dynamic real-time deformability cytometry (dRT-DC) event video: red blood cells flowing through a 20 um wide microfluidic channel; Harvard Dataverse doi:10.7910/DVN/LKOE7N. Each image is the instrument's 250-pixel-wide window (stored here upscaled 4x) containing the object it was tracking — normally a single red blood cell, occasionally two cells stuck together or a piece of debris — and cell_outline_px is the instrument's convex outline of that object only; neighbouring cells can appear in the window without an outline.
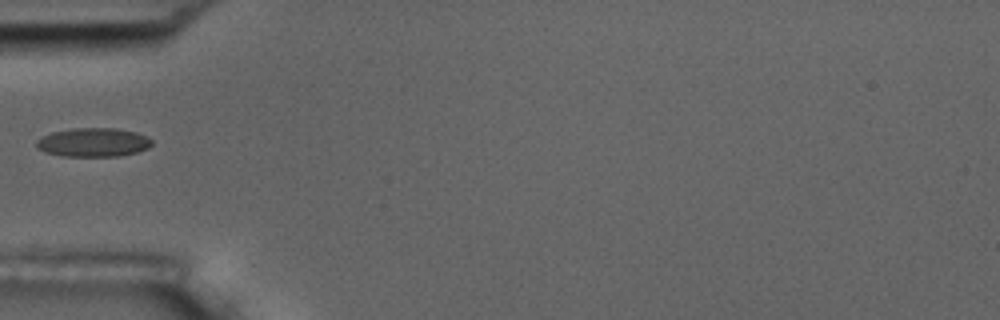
{"species": "common noctule bat (a hibernating species)", "species_latin": "Nyctalus noctula", "temperature_condition": "room temperature", "stored_images_in_passage": 11, "camera_frame_rate_fps": 3000, "um_per_image_px": 0.085, "animal": {"sex": "male", "body_mass_g": 17.5, "forearm_length_mm": 52.3}, "frame": {"image": 1, "passage_image": 1, "time_ms": 0.0, "image_size_px": [1000, 320], "cell_outline_px": [[152, 144], [148, 148], [136, 152], [120, 156], [60, 156], [44, 152], [36, 148], [36, 140], [40, 136], [52, 132], [72, 128], [116, 128], [136, 132], [152, 140]], "centroid_in_image_um": [7.87, 12.1], "position_along_channel_um": 77.1, "area_um2": 19.54}}
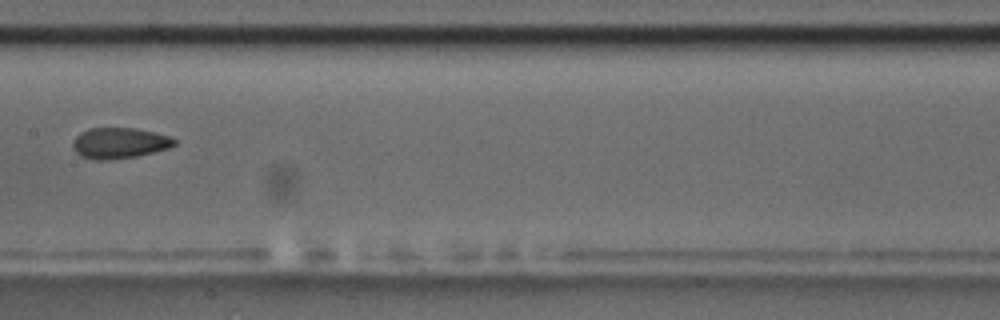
{"frame": {"image": 2, "passage_image": 4, "time_ms": 1.0, "image_size_px": [1000, 320], "cell_outline_px": [[176, 144], [168, 148], [136, 156], [104, 160], [96, 160], [80, 156], [76, 152], [72, 144], [72, 140], [80, 132], [88, 128], [136, 128], [168, 136], [176, 140]], "centroid_in_image_um": [10.1, 12.15], "position_along_channel_um": 197.3, "area_um2": 18.09}}
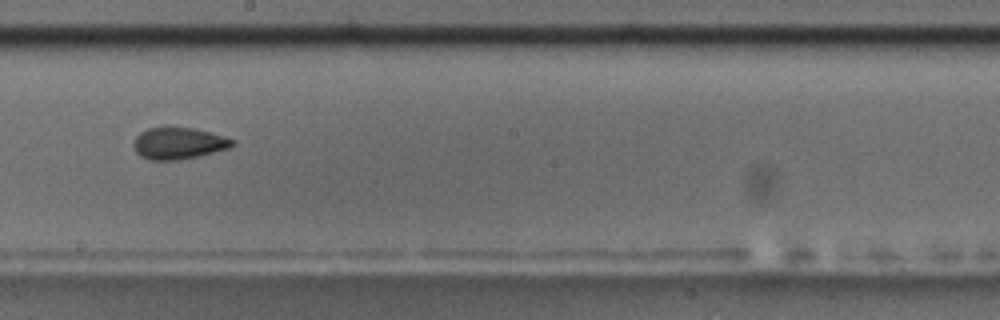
{"frame": {"image": 3, "passage_image": 5, "time_ms": 1.333, "image_size_px": [1000, 320], "cell_outline_px": [[236, 144], [228, 148], [200, 156], [176, 160], [148, 160], [140, 156], [136, 152], [132, 144], [136, 136], [140, 132], [148, 128], [192, 128], [208, 132], [236, 140]], "centroid_in_image_um": [15.16, 12.2], "position_along_channel_um": 233.0, "area_um2": 18.15}}